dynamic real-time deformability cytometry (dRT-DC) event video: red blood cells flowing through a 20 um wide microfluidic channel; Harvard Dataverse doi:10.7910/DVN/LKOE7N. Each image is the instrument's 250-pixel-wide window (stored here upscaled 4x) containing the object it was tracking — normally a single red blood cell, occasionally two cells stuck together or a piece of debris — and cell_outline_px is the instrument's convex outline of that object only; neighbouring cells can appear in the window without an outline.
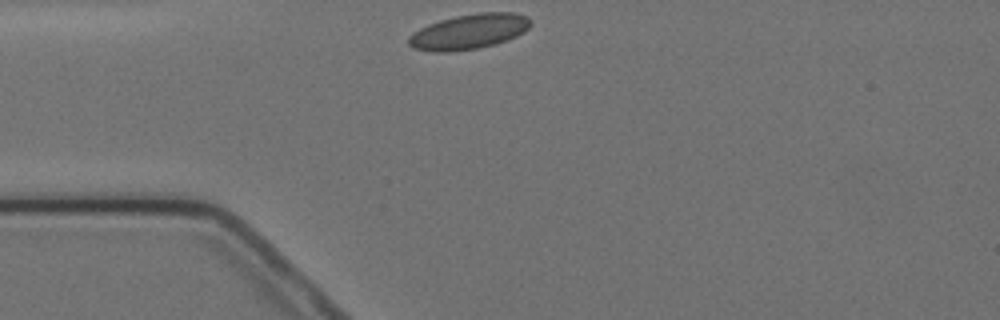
{"species": "Egyptian fruit bat (a non-hibernating species)", "species_latin": "Rousettus aegyptiacus", "temperature_condition": "cold", "stored_images_in_passage": 3, "camera_frame_rate_fps": 3000, "um_per_image_px": 0.085, "animal": {"sex": "female"}, "frame": {"image": 1, "passage_image": 1, "time_ms": 0.0, "image_size_px": [1000, 320], "cell_outline_px": [[532, 24], [524, 32], [508, 40], [496, 44], [476, 48], [448, 52], [432, 52], [412, 48], [408, 44], [408, 36], [412, 32], [428, 24], [440, 20], [456, 16], [480, 12], [512, 12], [528, 16], [532, 20]], "centroid_in_image_um": [39.87, 2.69], "position_along_channel_um": 45.1, "area_um2": 25.2}}
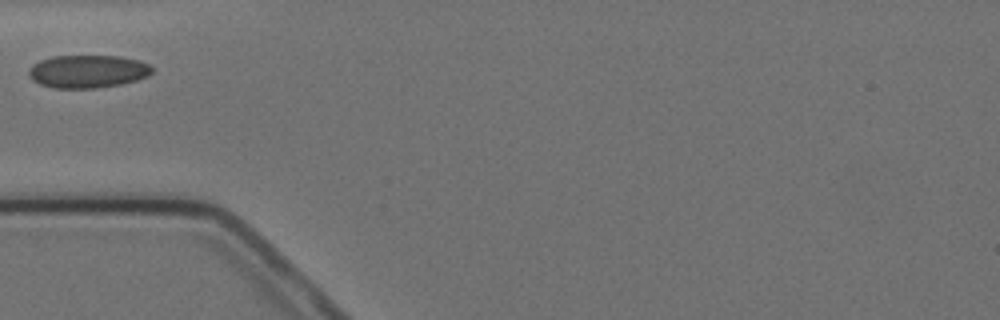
{"frame": {"image": 2, "passage_image": 2, "time_ms": 1.333, "image_size_px": [1000, 320], "cell_outline_px": [[152, 72], [148, 76], [136, 80], [120, 84], [96, 88], [52, 88], [40, 84], [32, 80], [28, 76], [28, 72], [40, 60], [52, 56], [120, 56], [140, 60], [148, 64], [152, 68]], "centroid_in_image_um": [7.47, 6.07], "position_along_channel_um": 77.5, "area_um2": 23.58}}
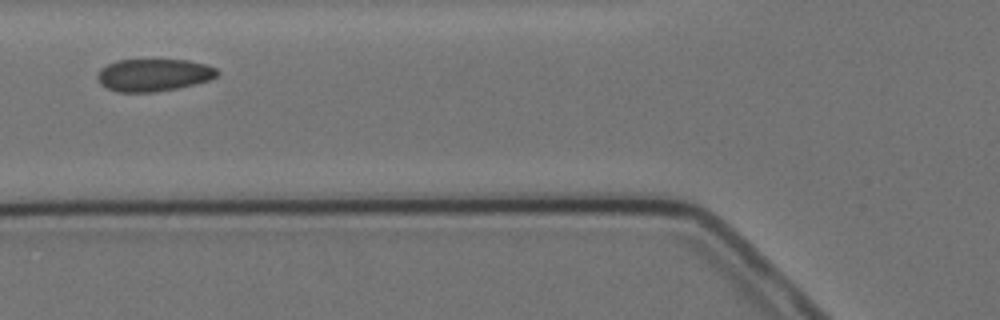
{"frame": {"image": 3, "passage_image": 3, "time_ms": 2.333, "image_size_px": [1000, 320], "cell_outline_px": [[220, 72], [216, 76], [208, 80], [176, 88], [156, 92], [120, 92], [108, 88], [100, 84], [96, 76], [100, 68], [116, 60], [188, 60], [204, 64], [216, 68]], "centroid_in_image_um": [13.02, 6.37], "position_along_channel_um": 112.8, "area_um2": 22.48}}